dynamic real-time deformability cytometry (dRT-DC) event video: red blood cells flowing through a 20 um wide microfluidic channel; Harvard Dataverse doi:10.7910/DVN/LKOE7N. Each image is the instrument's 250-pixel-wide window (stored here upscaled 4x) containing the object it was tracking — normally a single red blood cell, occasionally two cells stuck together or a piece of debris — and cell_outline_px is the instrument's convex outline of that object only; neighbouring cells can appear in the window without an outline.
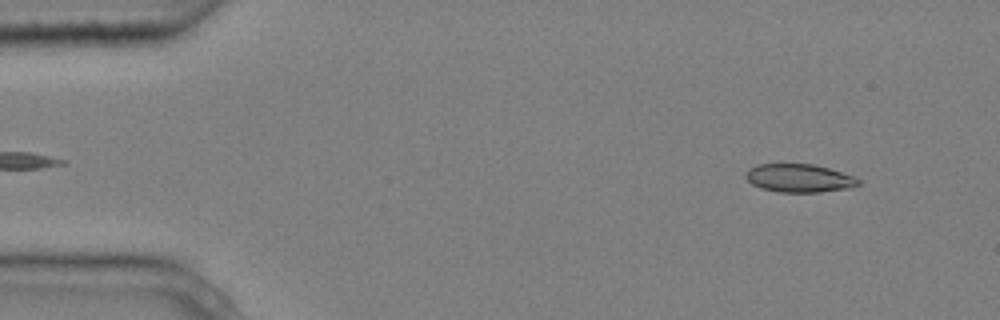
{"species": "common noctule bat (a hibernating species)", "species_latin": "Nyctalus noctula", "temperature_condition": "cold", "stored_images_in_passage": 4, "camera_frame_rate_fps": 3000, "um_per_image_px": 0.085, "animal": {"sex": "male", "body_mass_g": 20.4}, "frame": {"image": 1, "passage_image": 1, "time_ms": 0.0, "image_size_px": [1000, 320], "cell_outline_px": [[860, 184], [852, 188], [820, 192], [776, 192], [760, 188], [752, 184], [744, 176], [748, 168], [756, 164], [812, 164], [828, 168], [852, 176], [860, 180]], "centroid_in_image_um": [67.9, 15.15], "position_along_channel_um": 17.1, "area_um2": 18.61}}
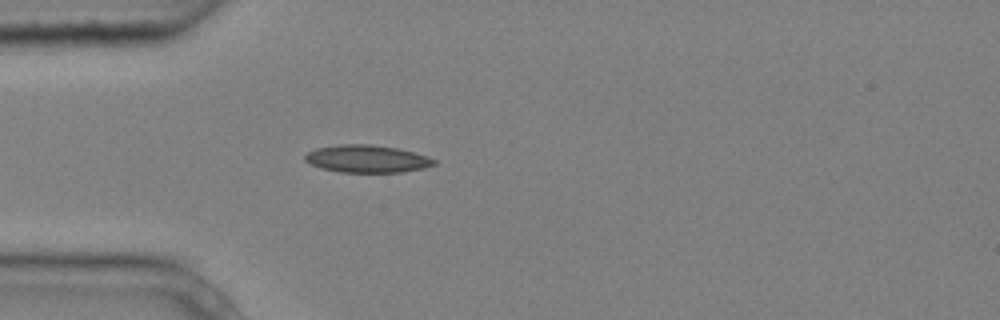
{"frame": {"image": 2, "passage_image": 4, "time_ms": 1.0, "image_size_px": [1000, 320], "cell_outline_px": [[436, 164], [420, 168], [400, 172], [340, 172], [320, 168], [304, 160], [304, 156], [308, 152], [316, 148], [340, 144], [372, 144], [396, 148], [428, 156], [436, 160]], "centroid_in_image_um": [31.16, 13.49], "position_along_channel_um": 53.8, "area_um2": 20.52}}